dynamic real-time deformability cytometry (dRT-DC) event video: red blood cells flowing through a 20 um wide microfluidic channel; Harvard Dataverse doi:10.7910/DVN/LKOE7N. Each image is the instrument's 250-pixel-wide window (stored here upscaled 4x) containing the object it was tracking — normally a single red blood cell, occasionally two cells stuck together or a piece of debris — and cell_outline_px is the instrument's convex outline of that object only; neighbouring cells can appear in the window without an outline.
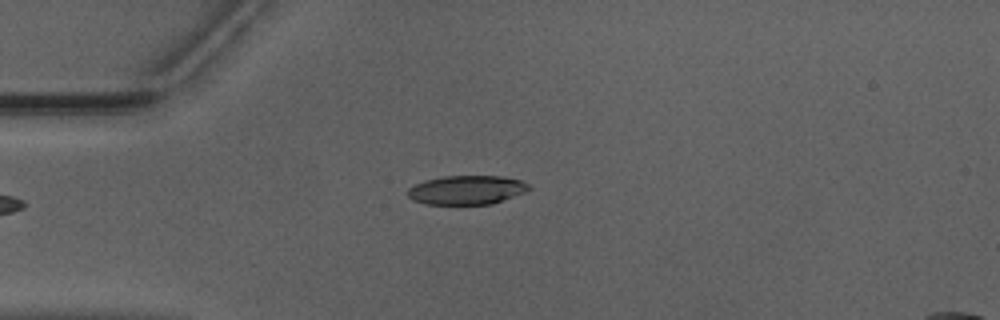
{"species": "Egyptian fruit bat (a non-hibernating species)", "species_latin": "Rousettus aegyptiacus", "temperature_condition": "warm", "stored_images_in_passage": 39, "camera_frame_rate_fps": 3000, "um_per_image_px": 0.085, "animal": {"sex": "male"}, "frame": {"image": 1, "passage_image": 1, "time_ms": 0.0, "image_size_px": [1000, 320], "cell_outline_px": [[532, 188], [524, 192], [492, 204], [424, 204], [412, 200], [408, 196], [408, 188], [424, 180], [444, 176], [504, 176], [520, 180], [528, 184]], "centroid_in_image_um": [39.65, 16.14], "position_along_channel_um": 45.3, "area_um2": 20.46}}
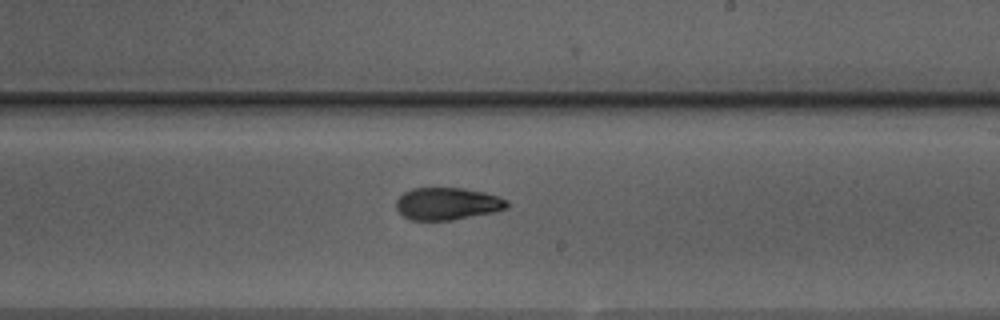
{"frame": {"image": 2, "passage_image": 18, "time_ms": 5.667, "image_size_px": [1000, 320], "cell_outline_px": [[508, 208], [492, 212], [452, 220], [412, 220], [404, 216], [396, 208], [396, 200], [404, 192], [412, 188], [460, 188], [484, 192], [508, 200]], "centroid_in_image_um": [38.01, 17.31], "position_along_channel_um": 251.0, "area_um2": 20.69}}
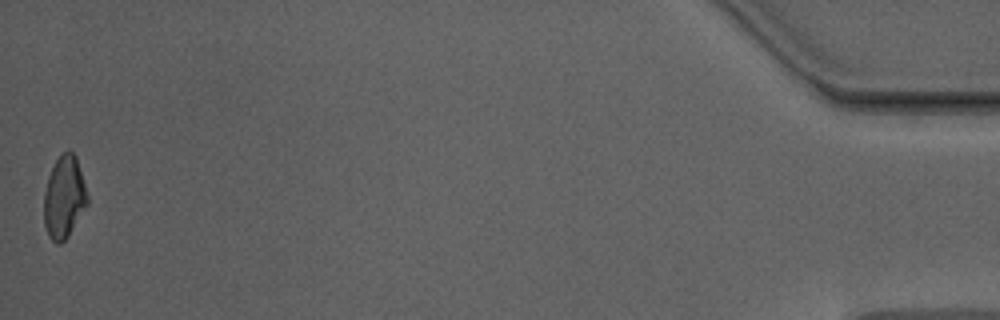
{"frame": {"image": 3, "passage_image": 39, "time_ms": 12.667, "image_size_px": [1000, 320], "cell_outline_px": [[88, 204], [68, 236], [60, 244], [56, 244], [48, 236], [44, 224], [44, 192], [48, 176], [56, 160], [68, 148], [76, 156], [88, 196]], "centroid_in_image_um": [5.44, 16.78], "position_along_channel_um": 429.8, "area_um2": 20.81}, "authors_computed_cell_mechanics": {"area_um2": 21.097, "velocity_mm_per_s": 3.9707, "shape_relaxation_time_tau1_ms": 7.4135, "shape_relaxation_time_tau2_ms": 2.4844, "deformation_change_tau1": 0.1985, "deformation_change_tau2": 0.0893}}